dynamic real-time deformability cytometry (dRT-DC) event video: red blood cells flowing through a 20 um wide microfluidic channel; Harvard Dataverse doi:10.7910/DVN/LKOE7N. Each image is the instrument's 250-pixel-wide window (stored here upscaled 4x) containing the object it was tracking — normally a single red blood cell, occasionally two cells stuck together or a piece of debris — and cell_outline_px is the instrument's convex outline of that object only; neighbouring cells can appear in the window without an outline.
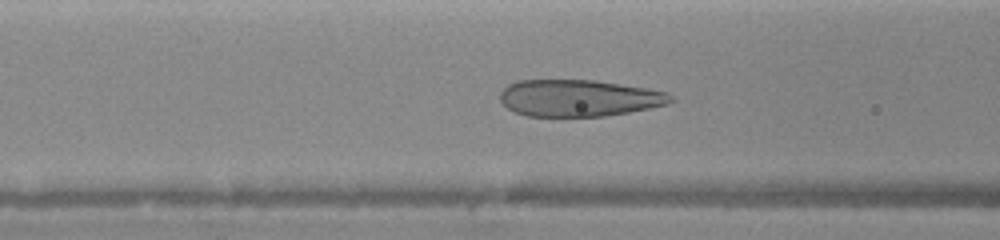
{"species": "human", "species_latin": "Homo sapiens", "temperature_condition": "warm", "stored_images_in_passage": 13, "camera_frame_rate_fps": 3000, "um_per_image_px": 0.085, "donor": {"sex": "female"}, "frame": {"image": 1, "passage_image": 13, "time_ms": 4.667, "image_size_px": [1000, 240], "cell_outline_px": [[676, 100], [668, 104], [628, 112], [604, 116], [528, 116], [516, 112], [508, 108], [500, 100], [500, 92], [508, 84], [516, 80], [596, 80], [668, 92]], "centroid_in_image_um": [49.2, 8.33], "position_along_channel_um": 117.4, "area_um2": 36.47}}